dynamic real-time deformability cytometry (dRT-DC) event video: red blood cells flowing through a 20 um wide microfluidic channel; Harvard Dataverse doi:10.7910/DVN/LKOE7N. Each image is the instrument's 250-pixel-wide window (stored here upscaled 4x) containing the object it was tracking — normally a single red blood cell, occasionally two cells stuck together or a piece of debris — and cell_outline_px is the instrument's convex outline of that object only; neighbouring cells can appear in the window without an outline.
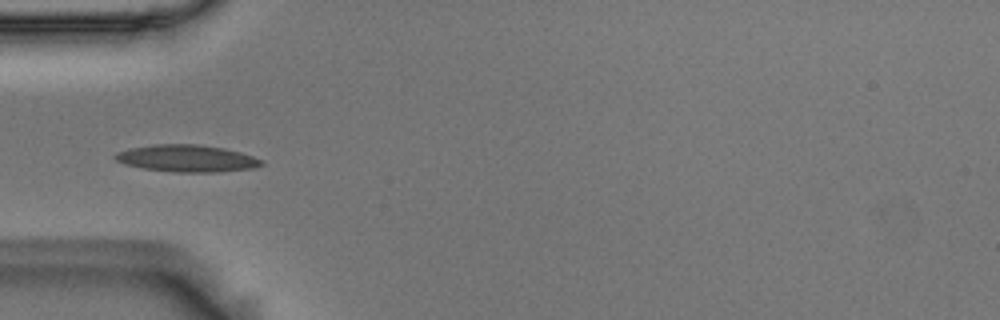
{"species": "Egyptian fruit bat (a non-hibernating species)", "species_latin": "Rousettus aegyptiacus", "temperature_condition": "room temperature", "stored_images_in_passage": 11, "camera_frame_rate_fps": 3000, "um_per_image_px": 0.085, "animal": {"sex": "male"}, "frame": {"image": 1, "passage_image": 5, "time_ms": 1.333, "image_size_px": [1000, 320], "cell_outline_px": [[264, 164], [256, 168], [220, 172], [172, 172], [144, 168], [124, 164], [116, 160], [112, 156], [116, 152], [128, 148], [152, 144], [200, 144], [224, 148], [240, 152], [264, 160]], "centroid_in_image_um": [15.89, 13.46], "position_along_channel_um": 69.1, "area_um2": 23.35}}
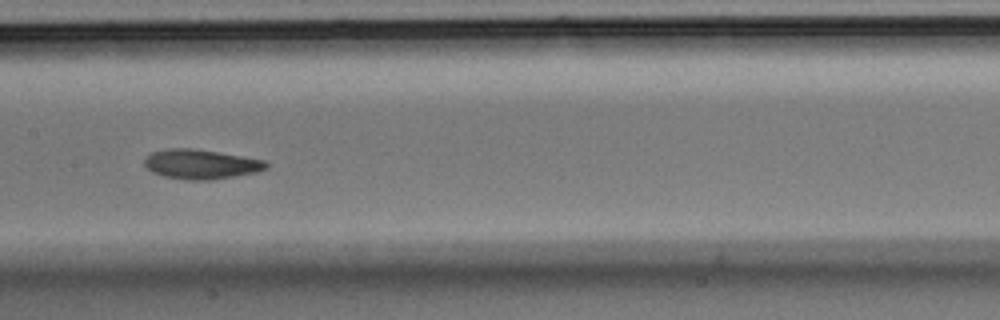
{"frame": {"image": 2, "passage_image": 8, "time_ms": 2.333, "image_size_px": [1000, 320], "cell_outline_px": [[268, 168], [256, 172], [236, 176], [208, 180], [188, 180], [164, 176], [152, 172], [144, 164], [144, 160], [152, 152], [168, 148], [192, 148], [220, 152], [264, 160], [268, 164]], "centroid_in_image_um": [17.09, 13.95], "position_along_channel_um": 190.3, "area_um2": 20.92}}
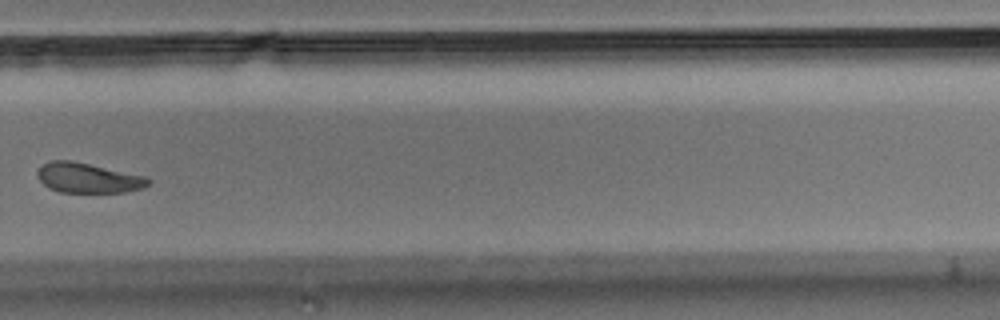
{"frame": {"image": 3, "passage_image": 11, "time_ms": 3.333, "image_size_px": [1000, 320], "cell_outline_px": [[152, 184], [144, 188], [124, 192], [60, 192], [48, 188], [36, 176], [36, 172], [48, 160], [72, 160], [148, 176], [152, 180]], "centroid_in_image_um": [7.54, 15.12], "position_along_channel_um": 322.3, "area_um2": 19.71}}